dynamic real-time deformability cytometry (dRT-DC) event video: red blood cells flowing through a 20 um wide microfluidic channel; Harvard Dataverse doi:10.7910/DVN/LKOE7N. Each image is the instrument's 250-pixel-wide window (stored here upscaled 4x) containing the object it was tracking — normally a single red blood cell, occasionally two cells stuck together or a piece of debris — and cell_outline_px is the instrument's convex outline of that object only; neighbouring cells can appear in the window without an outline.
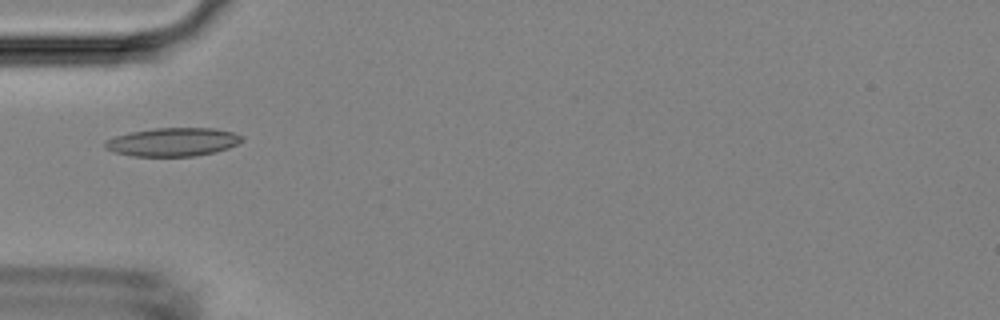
{"species": "Egyptian fruit bat (a non-hibernating species)", "species_latin": "Rousettus aegyptiacus", "temperature_condition": "room temperature", "stored_images_in_passage": 3, "camera_frame_rate_fps": 3000, "um_per_image_px": 0.085, "animal": {"sex": "female"}, "frame": {"image": 1, "passage_image": 3, "time_ms": 3.0, "image_size_px": [1000, 320], "cell_outline_px": [[244, 140], [228, 148], [216, 152], [196, 156], [132, 156], [112, 152], [104, 148], [104, 140], [116, 136], [132, 132], [156, 128], [216, 128], [232, 132], [244, 136]], "centroid_in_image_um": [14.69, 12.07], "position_along_channel_um": 70.3, "area_um2": 22.83}}